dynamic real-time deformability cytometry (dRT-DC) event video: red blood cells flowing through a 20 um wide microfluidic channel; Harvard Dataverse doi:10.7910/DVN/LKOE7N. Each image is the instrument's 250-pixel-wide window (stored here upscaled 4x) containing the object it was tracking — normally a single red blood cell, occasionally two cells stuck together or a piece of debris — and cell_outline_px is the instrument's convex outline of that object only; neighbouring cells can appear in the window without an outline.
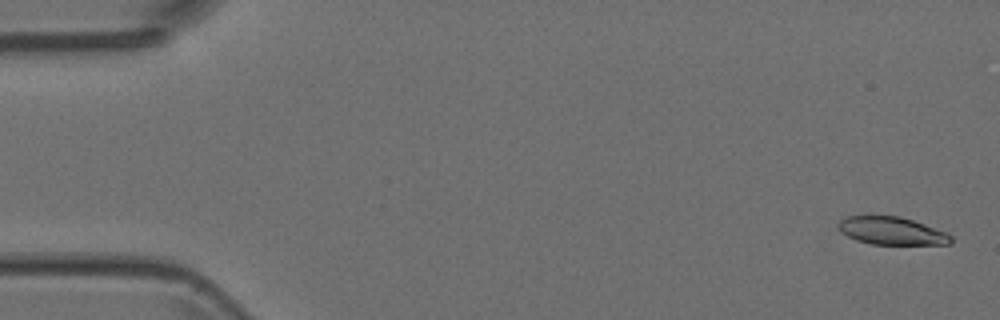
{"species": "Egyptian fruit bat (a non-hibernating species)", "species_latin": "Rousettus aegyptiacus", "temperature_condition": "room temperature", "stored_images_in_passage": 5, "camera_frame_rate_fps": 3000, "um_per_image_px": 0.085, "animal": {"sex": "female"}, "frame": {"image": 1, "passage_image": 1, "time_ms": 0.0, "image_size_px": [1000, 320], "cell_outline_px": [[952, 244], [872, 244], [856, 240], [840, 232], [836, 224], [840, 220], [848, 216], [872, 212], [900, 216], [948, 232], [952, 236]], "centroid_in_image_um": [75.73, 19.57], "position_along_channel_um": 9.3, "area_um2": 19.02}}
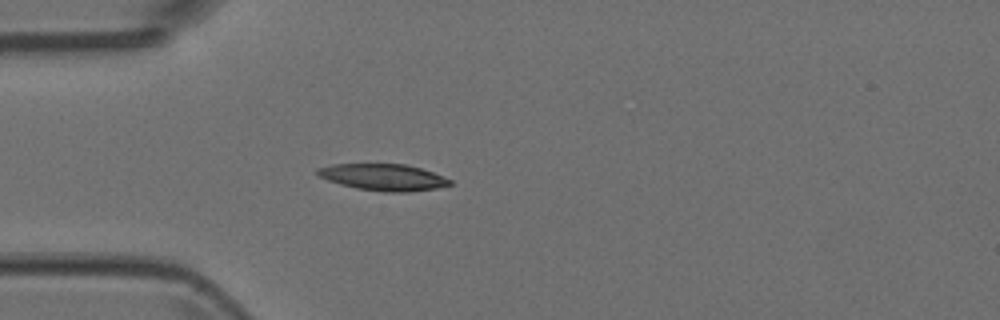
{"frame": {"image": 2, "passage_image": 5, "time_ms": 1.333, "image_size_px": [1000, 320], "cell_outline_px": [[452, 184], [436, 188], [408, 192], [384, 192], [356, 188], [340, 184], [328, 180], [320, 176], [316, 172], [316, 168], [332, 164], [404, 164], [420, 168], [432, 172], [452, 180]], "centroid_in_image_um": [32.57, 15.06], "position_along_channel_um": 52.4, "area_um2": 20.4}}